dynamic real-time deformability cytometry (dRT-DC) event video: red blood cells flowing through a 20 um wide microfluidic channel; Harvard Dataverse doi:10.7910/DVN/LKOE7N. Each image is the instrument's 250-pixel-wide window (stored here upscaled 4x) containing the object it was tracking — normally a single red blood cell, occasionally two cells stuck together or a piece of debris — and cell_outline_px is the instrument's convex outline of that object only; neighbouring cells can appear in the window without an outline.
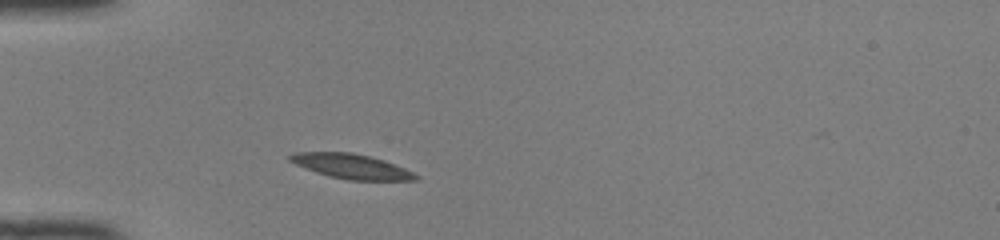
{"species": "common noctule bat (a hibernating species)", "species_latin": "Nyctalus noctula", "temperature_condition": "room temperature", "stored_images_in_passage": 32, "camera_frame_rate_fps": 3000, "um_per_image_px": 0.085, "animal": {"sex": "female", "body_mass_g": 22.0, "forearm_length_mm": 56.7}, "frame": {"image": 1, "passage_image": 5, "time_ms": 1.333, "image_size_px": [1000, 240], "cell_outline_px": [[420, 176], [416, 180], [348, 180], [316, 172], [296, 164], [288, 160], [288, 156], [292, 152], [352, 152], [384, 160], [404, 168]], "centroid_in_image_um": [29.86, 14.13], "position_along_channel_um": 55.1, "area_um2": 17.92}}
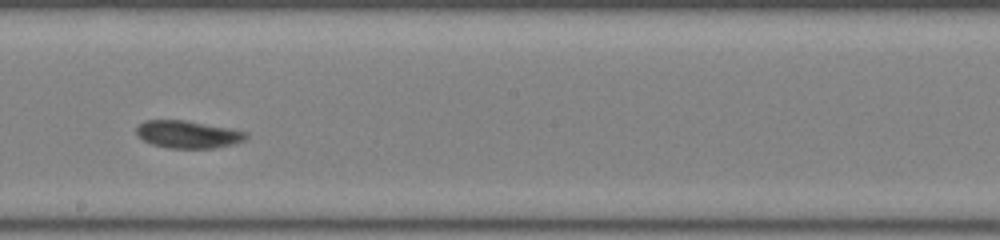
{"frame": {"image": 2, "passage_image": 19, "time_ms": 6.0, "image_size_px": [1000, 240], "cell_outline_px": [[248, 136], [244, 140], [232, 144], [212, 148], [168, 148], [152, 144], [144, 140], [136, 132], [136, 128], [140, 124], [148, 120], [184, 120], [228, 128], [248, 132]], "centroid_in_image_um": [15.98, 11.42], "position_along_channel_um": 232.2, "area_um2": 17.28}}
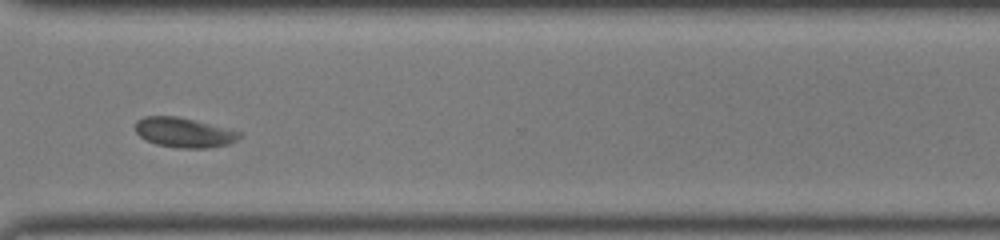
{"frame": {"image": 3, "passage_image": 28, "time_ms": 9.0, "image_size_px": [1000, 240], "cell_outline_px": [[240, 136], [236, 140], [228, 144], [208, 148], [176, 148], [156, 144], [140, 136], [136, 132], [136, 120], [144, 116], [176, 116], [240, 132]], "centroid_in_image_um": [15.59, 11.27], "position_along_channel_um": 355.0, "area_um2": 17.69}, "authors_computed_cell_mechanics": {"area_um2": 17.6579, "velocity_mm_per_s": 4.0657, "shape_relaxation_time_tau1_ms": 8.2766, "shape_relaxation_time_tau2_ms": null, "deformation_change_tau1": 0.1886, "deformation_change_tau2": null}}